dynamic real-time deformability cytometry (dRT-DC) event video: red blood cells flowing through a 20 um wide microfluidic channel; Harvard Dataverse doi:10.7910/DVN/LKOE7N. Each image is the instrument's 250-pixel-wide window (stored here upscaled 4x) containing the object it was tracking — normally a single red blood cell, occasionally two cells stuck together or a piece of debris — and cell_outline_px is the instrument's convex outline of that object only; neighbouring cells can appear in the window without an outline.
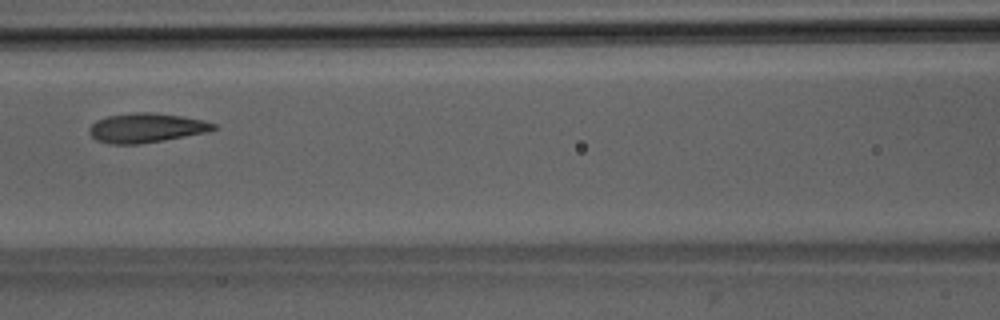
{"species": "Egyptian fruit bat (a non-hibernating species)", "species_latin": "Rousettus aegyptiacus", "temperature_condition": "room temperature", "stored_images_in_passage": 5, "camera_frame_rate_fps": 3000, "um_per_image_px": 0.085, "animal": {"sex": "male"}, "frame": {"image": 1, "passage_image": 5, "time_ms": 5.333, "image_size_px": [1000, 320], "cell_outline_px": [[216, 128], [204, 132], [164, 140], [136, 144], [108, 144], [96, 140], [88, 132], [88, 128], [96, 120], [108, 116], [136, 112], [152, 112], [180, 116], [204, 120], [216, 124]], "centroid_in_image_um": [12.37, 10.87], "position_along_channel_um": 154.2, "area_um2": 21.1}}